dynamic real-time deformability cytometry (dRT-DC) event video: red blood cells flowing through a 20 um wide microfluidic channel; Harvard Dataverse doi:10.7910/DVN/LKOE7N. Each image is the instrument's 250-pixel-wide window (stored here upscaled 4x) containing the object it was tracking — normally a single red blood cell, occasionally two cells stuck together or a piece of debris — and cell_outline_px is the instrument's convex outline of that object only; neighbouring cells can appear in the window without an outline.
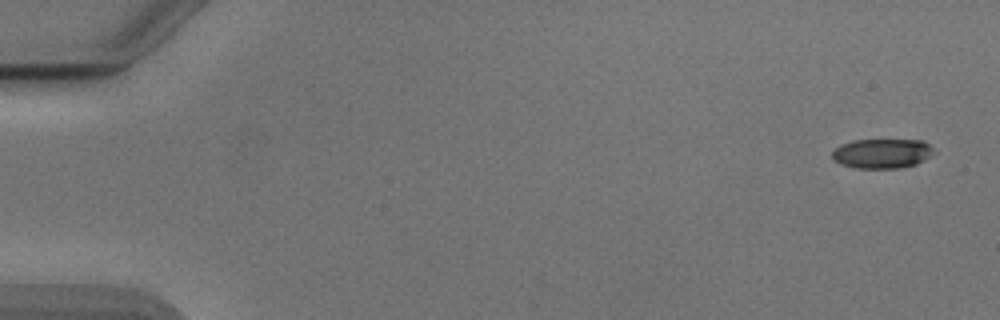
{"species": "Egyptian fruit bat (a non-hibernating species)", "species_latin": "Rousettus aegyptiacus", "temperature_condition": "cold", "stored_images_in_passage": 15, "camera_frame_rate_fps": 3000, "um_per_image_px": 0.085, "animal": {"sex": "male"}, "frame": {"image": 1, "passage_image": 1, "time_ms": 0.0, "image_size_px": [1000, 320], "cell_outline_px": [[936, 152], [924, 160], [916, 164], [900, 168], [856, 168], [840, 164], [832, 160], [832, 152], [840, 144], [852, 140], [924, 140]], "centroid_in_image_um": [74.96, 13.04], "position_along_channel_um": 10.0, "area_um2": 17.69}}
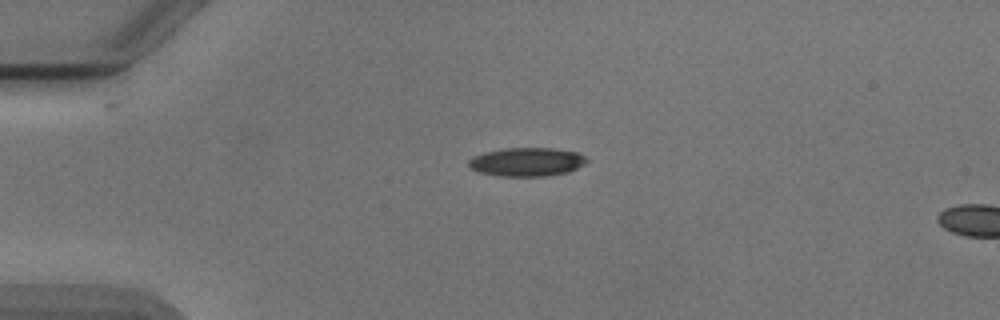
{"frame": {"image": 2, "passage_image": 12, "time_ms": 3.667, "image_size_px": [1000, 320], "cell_outline_px": [[588, 160], [584, 164], [568, 172], [548, 176], [500, 176], [480, 172], [468, 168], [468, 160], [472, 156], [484, 152], [504, 148], [552, 148], [576, 152], [584, 156]], "centroid_in_image_um": [44.74, 13.76], "position_along_channel_um": 40.3, "area_um2": 19.77}}